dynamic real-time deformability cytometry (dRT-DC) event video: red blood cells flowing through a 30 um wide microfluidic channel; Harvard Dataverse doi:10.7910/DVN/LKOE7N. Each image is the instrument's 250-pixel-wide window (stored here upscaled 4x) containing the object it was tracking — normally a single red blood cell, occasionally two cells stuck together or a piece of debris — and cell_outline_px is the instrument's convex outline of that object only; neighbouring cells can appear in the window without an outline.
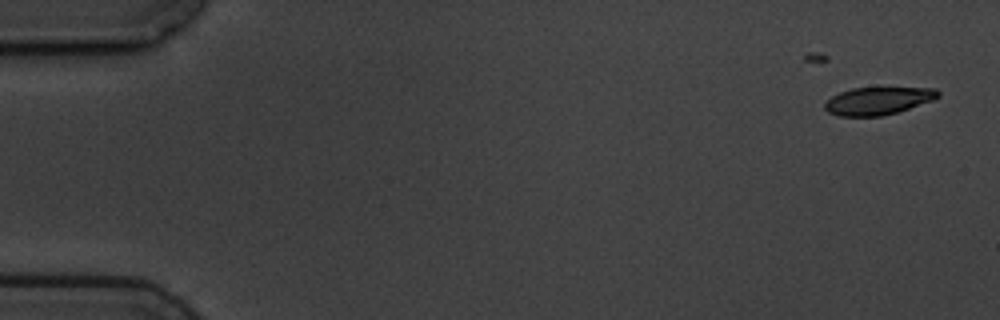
{"species": "common noctule bat (a hibernating species)", "species_latin": "Nyctalus noctula", "temperature_condition": "cold", "stored_images_in_passage": 7, "camera_frame_rate_fps": 3000, "um_per_image_px": 0.085, "animal": {"sex": "male", "body_mass_g": 19.5, "forearm_length_mm": 54.6}, "frame": {"image": 1, "passage_image": 2, "time_ms": 1.0, "image_size_px": [1000, 320], "cell_outline_px": [[940, 96], [932, 100], [896, 112], [880, 116], [840, 116], [828, 112], [824, 108], [824, 104], [832, 96], [840, 92], [852, 88], [936, 88], [940, 92]], "centroid_in_image_um": [74.61, 8.57], "position_along_channel_um": 10.4, "area_um2": 17.98}}
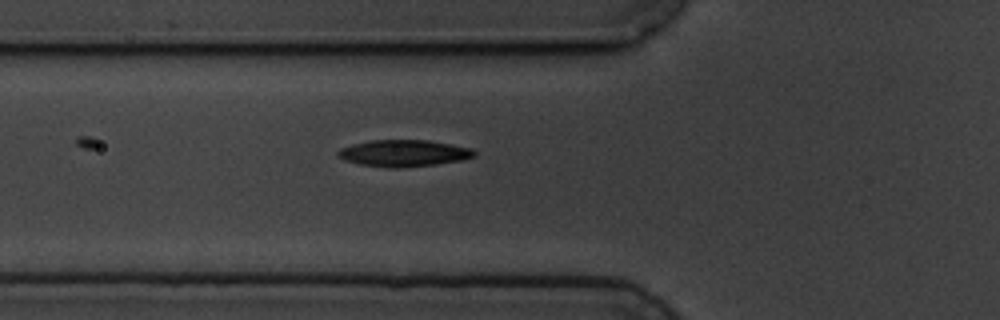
{"frame": {"image": 2, "passage_image": 7, "time_ms": 7.0, "image_size_px": [1000, 320], "cell_outline_px": [[476, 156], [460, 160], [436, 164], [396, 168], [392, 168], [360, 164], [344, 160], [336, 152], [340, 148], [352, 144], [372, 140], [428, 140], [452, 144], [472, 148], [476, 152]], "centroid_in_image_um": [34.33, 13.01], "position_along_channel_um": 91.5, "area_um2": 21.1}}